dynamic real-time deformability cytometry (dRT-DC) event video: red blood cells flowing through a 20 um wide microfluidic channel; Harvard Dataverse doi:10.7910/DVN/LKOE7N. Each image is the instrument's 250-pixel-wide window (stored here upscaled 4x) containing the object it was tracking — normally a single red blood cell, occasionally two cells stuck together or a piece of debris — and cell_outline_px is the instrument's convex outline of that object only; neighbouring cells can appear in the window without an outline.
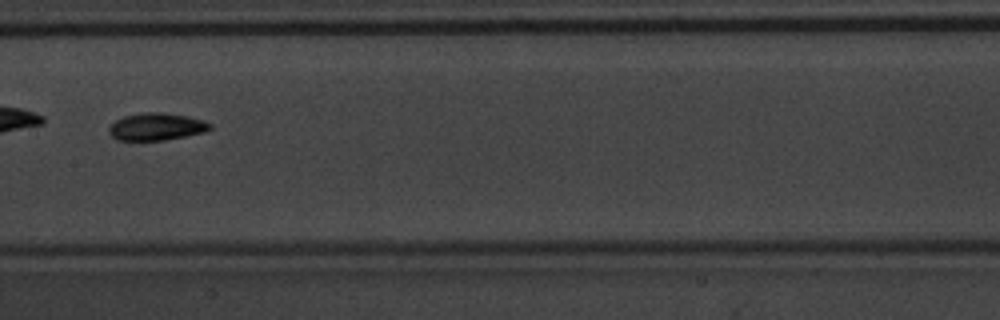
{"species": "common noctule bat (a hibernating species)", "species_latin": "Nyctalus noctula", "temperature_condition": "warm", "stored_images_in_passage": 9, "camera_frame_rate_fps": 3000, "um_per_image_px": 0.085, "animal": {"sex": "male", "body_mass_g": 20.1, "forearm_length_mm": 53.5}, "frame": {"image": 1, "passage_image": 8, "time_ms": 2.333, "image_size_px": [1000, 320], "cell_outline_px": [[212, 128], [204, 132], [164, 140], [116, 140], [108, 132], [108, 128], [116, 120], [124, 116], [144, 112], [160, 112], [188, 116], [204, 120], [212, 124]], "centroid_in_image_um": [13.3, 10.76], "position_along_channel_um": 194.1, "area_um2": 16.07}}